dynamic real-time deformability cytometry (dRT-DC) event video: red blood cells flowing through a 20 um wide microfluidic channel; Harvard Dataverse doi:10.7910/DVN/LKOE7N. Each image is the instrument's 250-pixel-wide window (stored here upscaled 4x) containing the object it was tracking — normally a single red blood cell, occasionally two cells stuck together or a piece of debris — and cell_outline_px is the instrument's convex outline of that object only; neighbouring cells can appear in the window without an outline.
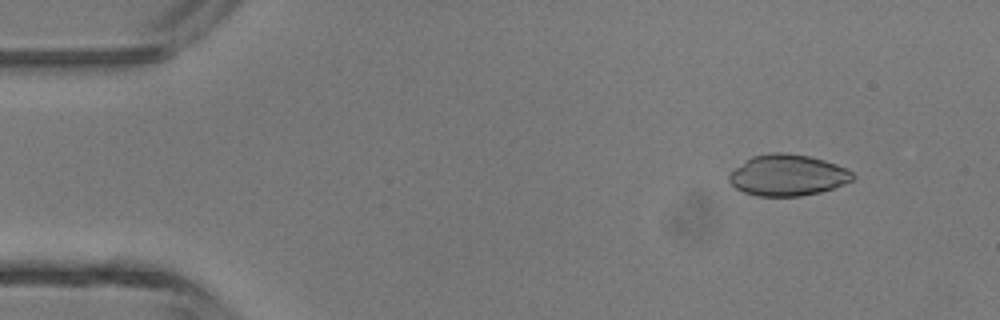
{"species": "common noctule bat (a hibernating species)", "species_latin": "Nyctalus noctula", "temperature_condition": "room temperature", "stored_images_in_passage": 42, "camera_frame_rate_fps": 3000, "um_per_image_px": 0.085, "animal": {"sex": "male", "body_mass_g": 13.3}, "frame": {"image": 1, "passage_image": 2, "time_ms": 0.333, "image_size_px": [1000, 320], "cell_outline_px": [[856, 176], [852, 180], [844, 184], [820, 192], [800, 196], [760, 196], [744, 192], [736, 188], [728, 180], [728, 176], [736, 168], [752, 156], [768, 152], [784, 152], [808, 156], [824, 160], [836, 164], [852, 172]], "centroid_in_image_um": [66.95, 14.89], "position_along_channel_um": 18.0, "area_um2": 29.48}}
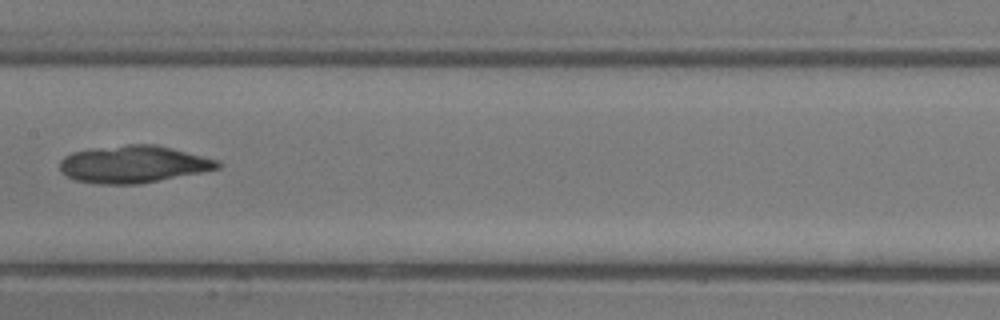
{"frame": {"image": 2, "passage_image": 20, "time_ms": 6.333, "image_size_px": [1000, 320], "cell_outline_px": [[224, 164], [220, 168], [200, 172], [136, 184], [100, 184], [76, 180], [60, 172], [60, 160], [64, 156], [72, 152], [96, 148], [128, 144], [156, 144], [220, 160]], "centroid_in_image_um": [11.35, 13.95], "position_along_channel_um": 196.1, "area_um2": 34.1}}
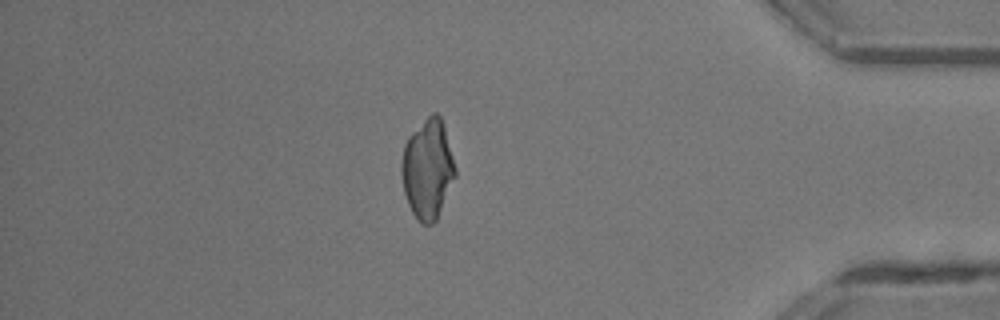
{"frame": {"image": 3, "passage_image": 36, "time_ms": 11.667, "image_size_px": [1000, 320], "cell_outline_px": [[456, 176], [436, 220], [432, 224], [420, 224], [416, 220], [408, 204], [404, 192], [400, 172], [400, 164], [404, 144], [408, 136], [432, 112], [436, 112], [440, 116], [444, 128], [456, 168]], "centroid_in_image_um": [36.33, 14.39], "position_along_channel_um": 398.9, "area_um2": 31.21}}